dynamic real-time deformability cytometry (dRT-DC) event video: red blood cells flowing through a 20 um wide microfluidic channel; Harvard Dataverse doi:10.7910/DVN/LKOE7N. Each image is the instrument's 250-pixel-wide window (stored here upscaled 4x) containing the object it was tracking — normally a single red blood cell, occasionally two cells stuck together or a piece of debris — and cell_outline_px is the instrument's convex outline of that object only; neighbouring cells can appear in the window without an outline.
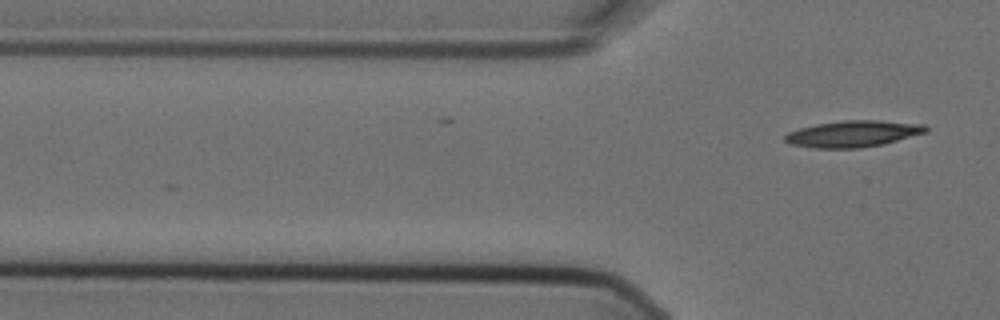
{"species": "Egyptian fruit bat (a non-hibernating species)", "species_latin": "Rousettus aegyptiacus", "temperature_condition": "cold", "stored_images_in_passage": 2, "camera_frame_rate_fps": 3000, "um_per_image_px": 0.085, "animal": {"sex": "female"}, "frame": {"image": 1, "passage_image": 2, "time_ms": 0.333, "image_size_px": [1000, 320], "cell_outline_px": [[928, 132], [884, 144], [860, 148], [816, 148], [792, 144], [784, 140], [784, 136], [788, 132], [800, 128], [816, 124], [844, 120], [880, 120], [924, 124], [928, 128]], "centroid_in_image_um": [72.55, 11.37], "position_along_channel_um": 53.3, "area_um2": 21.73}}